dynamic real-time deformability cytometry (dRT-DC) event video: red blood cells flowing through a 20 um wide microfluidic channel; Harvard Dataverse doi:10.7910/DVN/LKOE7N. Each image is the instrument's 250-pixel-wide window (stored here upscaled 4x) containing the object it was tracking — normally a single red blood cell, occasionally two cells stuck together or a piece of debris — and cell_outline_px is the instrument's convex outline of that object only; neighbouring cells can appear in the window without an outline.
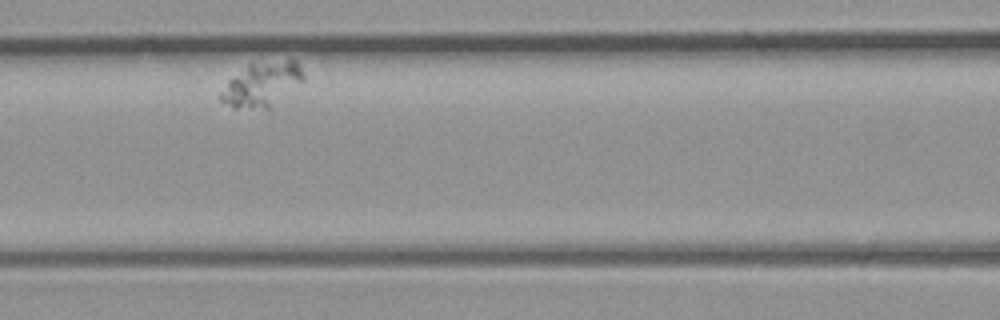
{"species": "common noctule bat (a hibernating species)", "species_latin": "Nyctalus noctula", "temperature_condition": "room temperature", "stored_images_in_passage": 7, "camera_frame_rate_fps": 3000, "um_per_image_px": 0.085, "animal": {"sex": "male", "body_mass_g": 23.1, "forearm_length_mm": 52.7}, "frame": {"image": 1, "passage_image": 6, "time_ms": 1.667, "image_size_px": [1000, 320], "cell_outline_px": [[304, 80], [268, 108], [232, 108], [220, 100], [220, 92], [228, 80], [248, 64], [288, 60], [296, 60], [304, 72]], "centroid_in_image_um": [22.24, 7.16], "position_along_channel_um": 144.4, "area_um2": 20.98}}
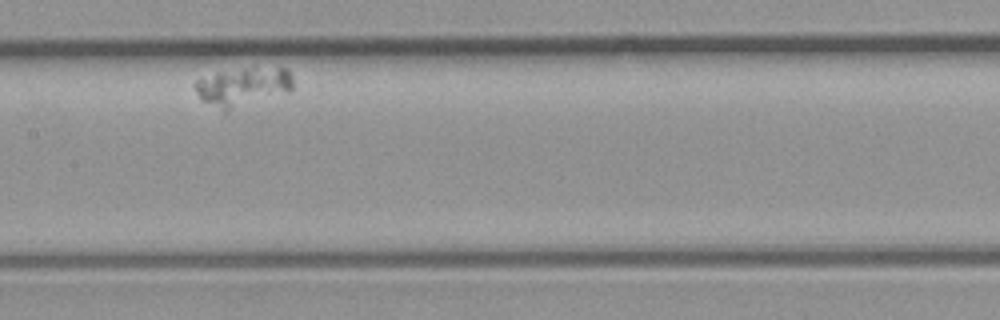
{"frame": {"image": 2, "passage_image": 7, "time_ms": 2.0, "image_size_px": [1000, 320], "cell_outline_px": [[292, 88], [288, 92], [228, 112], [224, 112], [200, 100], [192, 84], [196, 80], [216, 72], [244, 68], [284, 68], [292, 76]], "centroid_in_image_um": [20.59, 7.4], "position_along_channel_um": 186.8, "area_um2": 22.43}}